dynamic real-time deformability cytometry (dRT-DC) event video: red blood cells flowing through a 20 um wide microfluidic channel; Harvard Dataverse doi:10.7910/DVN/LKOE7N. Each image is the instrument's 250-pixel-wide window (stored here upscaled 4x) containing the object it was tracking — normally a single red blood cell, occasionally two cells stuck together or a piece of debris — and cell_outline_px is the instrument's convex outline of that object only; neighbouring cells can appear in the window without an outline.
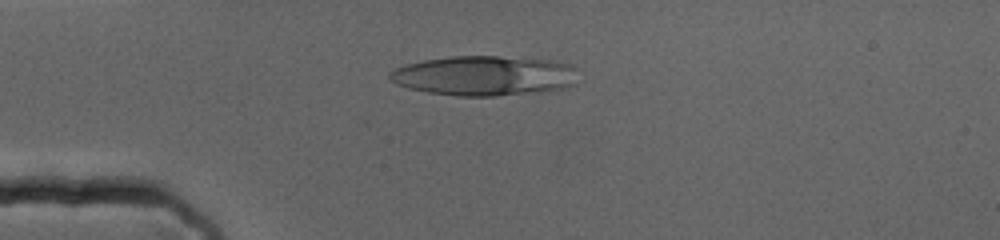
{"species": "human", "species_latin": "Homo sapiens", "temperature_condition": "cold", "stored_images_in_passage": 71, "camera_frame_rate_fps": 3000, "um_per_image_px": 0.085, "donor": {"sex": "female"}, "frame": {"image": 1, "passage_image": 18, "time_ms": 5.667, "image_size_px": [1000, 240], "cell_outline_px": [[580, 68], [576, 84], [564, 88], [536, 92], [496, 96], [456, 96], [428, 92], [408, 88], [396, 84], [388, 80], [388, 72], [404, 64], [424, 60], [452, 56], [496, 56], [552, 60], [568, 64]], "centroid_in_image_um": [41.18, 6.43], "position_along_channel_um": 43.8, "area_um2": 44.27}}
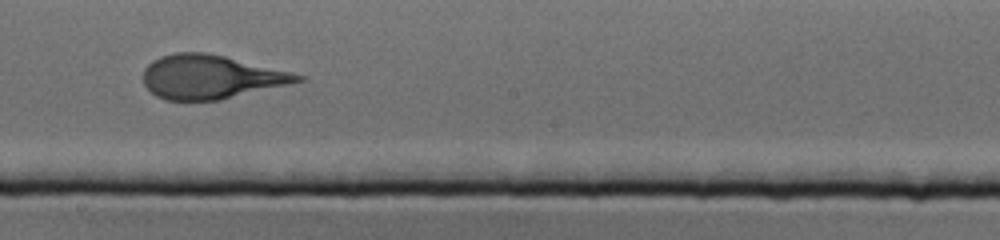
{"frame": {"image": 2, "passage_image": 40, "time_ms": 13.0, "image_size_px": [1000, 240], "cell_outline_px": [[308, 80], [220, 100], [164, 100], [156, 96], [144, 84], [144, 68], [152, 60], [160, 56], [176, 52], [208, 52], [308, 76]], "centroid_in_image_um": [17.95, 6.53], "position_along_channel_um": 230.3, "area_um2": 39.59}}
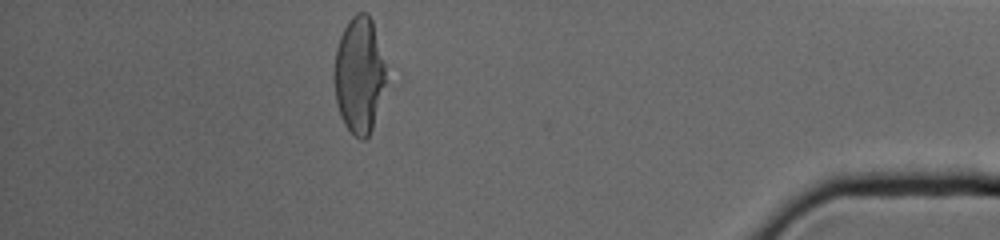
{"frame": {"image": 3, "passage_image": 63, "time_ms": 20.667, "image_size_px": [1000, 240], "cell_outline_px": [[384, 84], [372, 128], [368, 136], [364, 140], [360, 140], [344, 124], [340, 116], [336, 100], [332, 76], [332, 72], [336, 48], [340, 36], [348, 20], [356, 12], [368, 12], [372, 20], [384, 64]], "centroid_in_image_um": [30.47, 6.35], "position_along_channel_um": 404.7, "area_um2": 34.8}}